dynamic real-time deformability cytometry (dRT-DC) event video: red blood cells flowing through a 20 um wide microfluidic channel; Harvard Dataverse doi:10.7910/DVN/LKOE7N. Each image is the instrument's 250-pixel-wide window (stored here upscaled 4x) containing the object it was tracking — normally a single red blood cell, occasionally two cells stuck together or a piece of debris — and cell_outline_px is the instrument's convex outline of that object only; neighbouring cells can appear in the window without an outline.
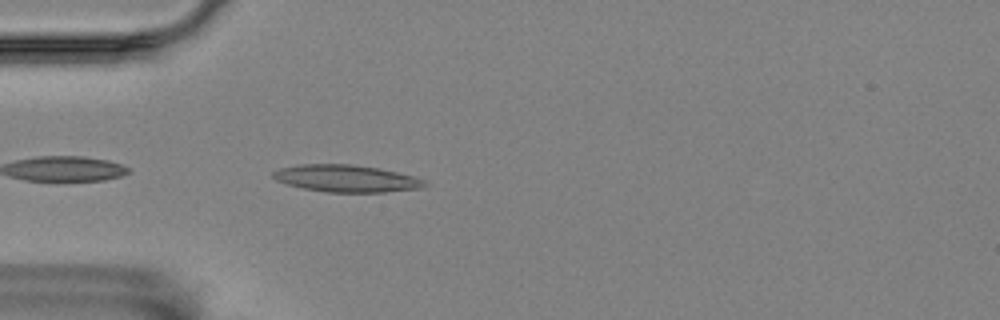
{"species": "Egyptian fruit bat (a non-hibernating species)", "species_latin": "Rousettus aegyptiacus", "temperature_condition": "room temperature", "stored_images_in_passage": 27, "camera_frame_rate_fps": 3000, "um_per_image_px": 0.085, "animal": {"sex": "female"}, "frame": {"image": 1, "passage_image": 2, "time_ms": 0.333, "image_size_px": [1000, 320], "cell_outline_px": [[428, 184], [420, 188], [384, 192], [328, 192], [304, 188], [288, 184], [276, 180], [272, 176], [272, 172], [280, 168], [300, 164], [352, 164], [376, 168], [396, 172], [412, 176], [424, 180]], "centroid_in_image_um": [29.41, 15.17], "position_along_channel_um": 55.6, "area_um2": 23.64}}
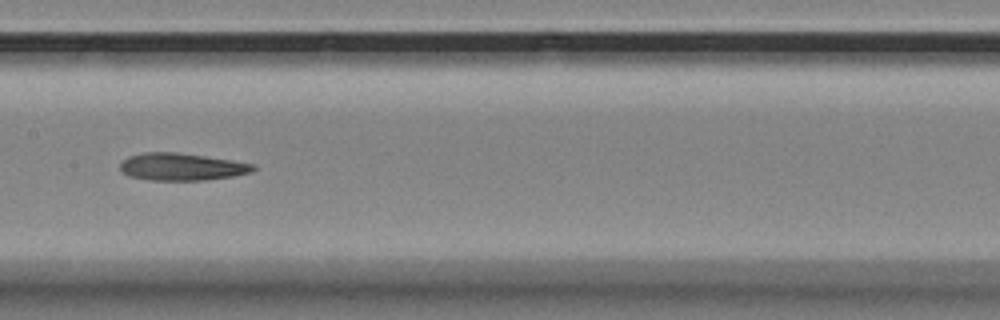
{"frame": {"image": 2, "passage_image": 14, "time_ms": 4.333, "image_size_px": [1000, 320], "cell_outline_px": [[256, 168], [252, 172], [232, 176], [204, 180], [148, 180], [128, 176], [120, 168], [120, 164], [128, 156], [144, 152], [176, 152], [232, 160], [252, 164]], "centroid_in_image_um": [15.42, 14.18], "position_along_channel_um": 192.0, "area_um2": 21.04}}
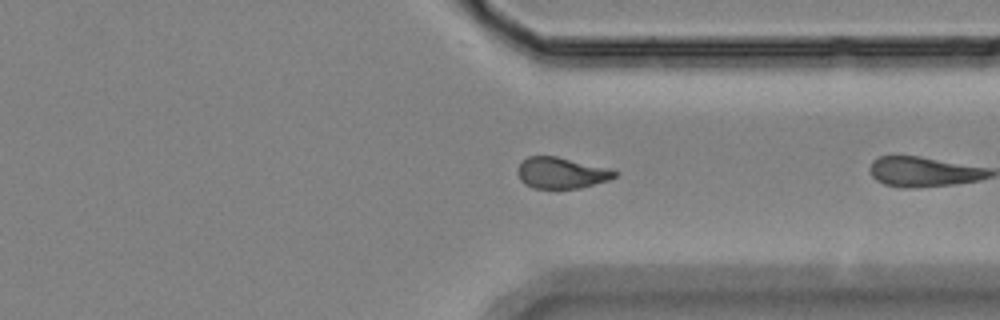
{"frame": {"image": 3, "passage_image": 26, "time_ms": 8.333, "image_size_px": [1000, 320], "cell_outline_px": [[620, 172], [616, 176], [608, 180], [580, 188], [532, 188], [524, 184], [520, 180], [516, 172], [516, 168], [528, 156], [556, 156], [608, 168]], "centroid_in_image_um": [47.69, 14.7], "position_along_channel_um": 363.7, "area_um2": 17.63}}